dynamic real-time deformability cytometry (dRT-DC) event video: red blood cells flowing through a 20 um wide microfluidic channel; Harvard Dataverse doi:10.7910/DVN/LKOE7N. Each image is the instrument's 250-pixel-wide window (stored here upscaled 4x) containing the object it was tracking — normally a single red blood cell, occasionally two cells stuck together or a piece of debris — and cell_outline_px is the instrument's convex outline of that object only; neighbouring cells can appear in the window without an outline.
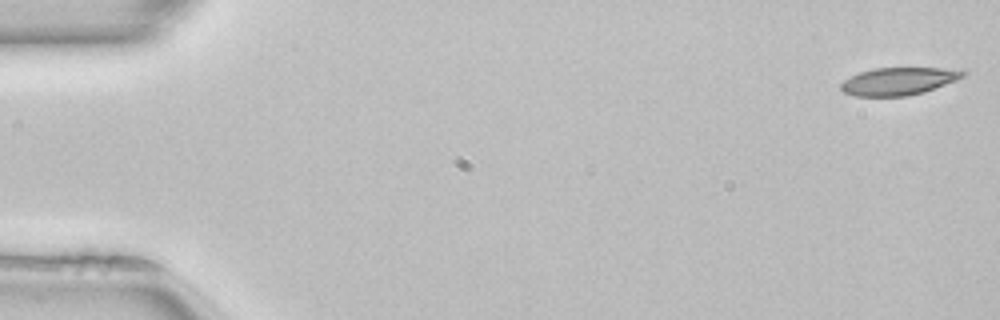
{"species": "common noctule bat (a hibernating species)", "species_latin": "Nyctalus noctula", "temperature_condition": "room temperature", "stored_images_in_passage": 51, "camera_frame_rate_fps": 3000, "um_per_image_px": 0.085, "animal": {"sex": "female", "body_mass_g": 22.7, "forearm_length_mm": 54.2}, "frame": {"image": 1, "passage_image": 1, "time_ms": 0.0, "image_size_px": [1000, 320], "cell_outline_px": [[968, 72], [964, 76], [956, 80], [924, 92], [908, 96], [852, 96], [844, 92], [840, 88], [840, 84], [844, 80], [860, 72], [872, 68], [964, 68]], "centroid_in_image_um": [76.43, 6.89], "position_along_channel_um": 8.6, "area_um2": 19.83}}
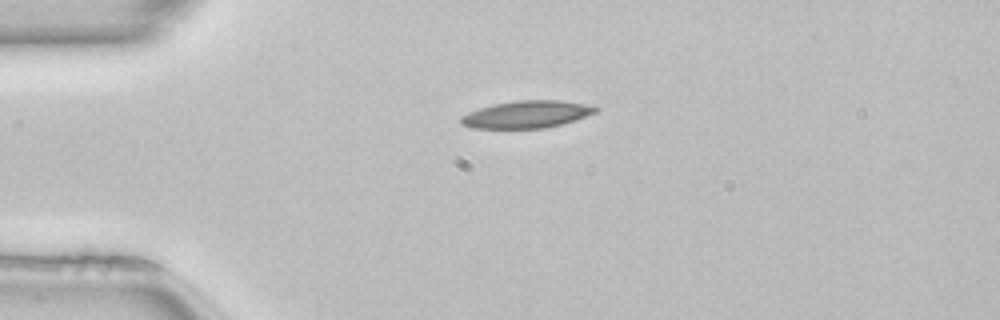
{"frame": {"image": 2, "passage_image": 12, "time_ms": 3.667, "image_size_px": [1000, 320], "cell_outline_px": [[600, 108], [596, 112], [560, 124], [544, 128], [472, 128], [460, 124], [460, 116], [468, 112], [492, 104], [516, 100], [560, 100], [584, 104]], "centroid_in_image_um": [44.7, 9.71], "position_along_channel_um": 40.3, "area_um2": 21.21}}
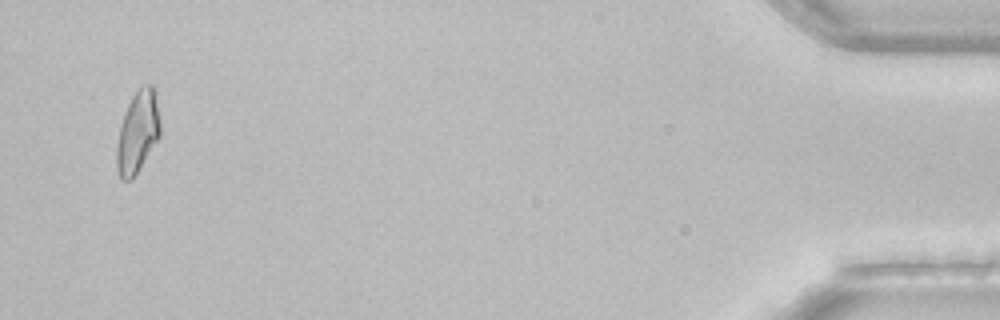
{"frame": {"image": 3, "passage_image": 49, "time_ms": 16.0, "image_size_px": [1000, 320], "cell_outline_px": [[160, 136], [132, 180], [120, 180], [116, 168], [116, 144], [120, 124], [124, 112], [132, 96], [140, 84], [152, 84], [160, 124]], "centroid_in_image_um": [11.66, 11.24], "position_along_channel_um": 423.5, "area_um2": 20.81}, "authors_computed_cell_mechanics": {"area_um2": 20.6346, "velocity_mm_per_s": 4.0445, "shape_relaxation_time_tau1_ms": null, "shape_relaxation_time_tau2_ms": 5.4827, "deformation_change_tau1": null, "deformation_change_tau2": 0.1414}}